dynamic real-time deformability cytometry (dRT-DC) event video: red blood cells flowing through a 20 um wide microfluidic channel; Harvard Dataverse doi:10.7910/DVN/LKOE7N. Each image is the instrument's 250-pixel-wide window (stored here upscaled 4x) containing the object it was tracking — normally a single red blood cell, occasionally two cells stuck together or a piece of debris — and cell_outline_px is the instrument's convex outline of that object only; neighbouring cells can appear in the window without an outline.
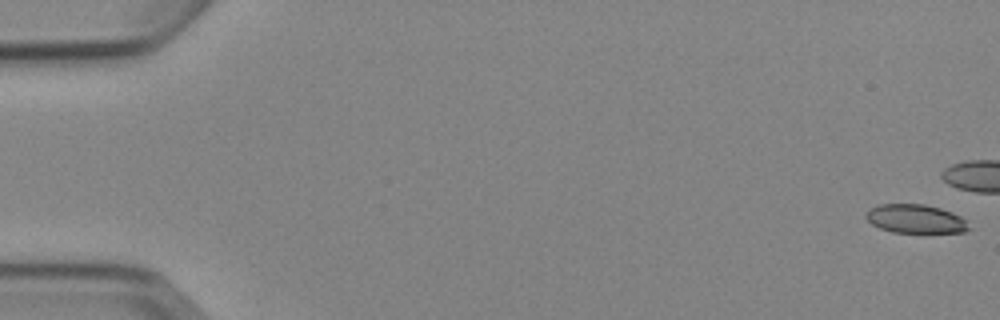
{"species": "Egyptian fruit bat (a non-hibernating species)", "species_latin": "Rousettus aegyptiacus", "temperature_condition": "cold", "stored_images_in_passage": 10, "camera_frame_rate_fps": 3000, "um_per_image_px": 0.085, "animal": {"sex": "female"}, "frame": {"image": 1, "passage_image": 1, "time_ms": 0.0, "image_size_px": [1000, 320], "cell_outline_px": [[972, 228], [964, 232], [892, 232], [880, 228], [872, 224], [864, 216], [876, 204], [924, 204], [940, 208], [952, 212], [968, 220]], "centroid_in_image_um": [77.87, 18.6], "position_along_channel_um": 7.1, "area_um2": 17.28}}